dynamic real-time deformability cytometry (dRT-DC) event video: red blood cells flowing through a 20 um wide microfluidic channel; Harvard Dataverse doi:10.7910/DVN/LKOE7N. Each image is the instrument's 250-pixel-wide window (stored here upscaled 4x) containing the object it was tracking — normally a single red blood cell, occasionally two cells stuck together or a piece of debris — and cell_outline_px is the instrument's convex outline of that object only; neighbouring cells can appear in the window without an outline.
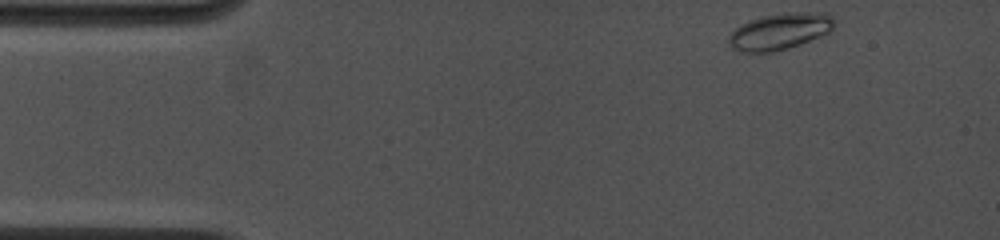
{"species": "common noctule bat (a hibernating species)", "species_latin": "Nyctalus noctula", "temperature_condition": "cold", "stored_images_in_passage": 49, "camera_frame_rate_fps": 4500, "um_per_image_px": 0.085, "animal": {"sex": "female", "body_mass_g": 19.0, "forearm_length_mm": 53.3}, "frame": {"image": 1, "passage_image": 1, "time_ms": 0.0, "image_size_px": [1000, 240], "cell_outline_px": [[836, 20], [832, 28], [828, 32], [820, 36], [800, 44], [788, 48], [772, 52], [740, 52], [732, 48], [728, 44], [728, 36], [740, 24], [748, 20], [760, 16], [784, 12], [828, 12]], "centroid_in_image_um": [66.27, 2.65], "position_along_channel_um": 18.7, "area_um2": 22.72}}
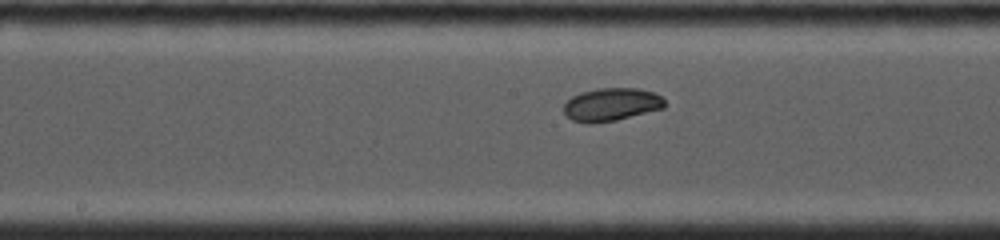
{"frame": {"image": 2, "passage_image": 25, "time_ms": 6.667, "image_size_px": [1000, 240], "cell_outline_px": [[664, 108], [616, 120], [592, 124], [588, 124], [572, 120], [564, 112], [564, 104], [572, 96], [580, 92], [600, 88], [640, 88], [656, 92], [664, 100]], "centroid_in_image_um": [51.97, 8.88], "position_along_channel_um": 196.2, "area_um2": 19.48}}
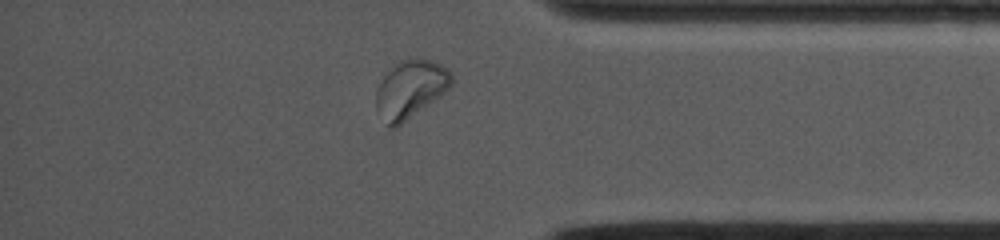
{"frame": {"image": 3, "passage_image": 44, "time_ms": 12.0, "image_size_px": [1000, 240], "cell_outline_px": [[452, 84], [440, 96], [396, 128], [388, 128], [376, 112], [376, 92], [384, 76], [400, 60], [412, 56], [428, 60], [440, 64], [448, 68], [452, 72]], "centroid_in_image_um": [34.87, 7.59], "position_along_channel_um": 400.3, "area_um2": 25.55}, "authors_computed_cell_mechanics": {"area_um2": 19.941, "velocity_mm_per_s": 3.9113, "shape_relaxation_time_tau1_ms": 4.9888, "shape_relaxation_time_tau2_ms": 8.8188, "deformation_change_tau1": 0.146, "deformation_change_tau2": 0.1087}}